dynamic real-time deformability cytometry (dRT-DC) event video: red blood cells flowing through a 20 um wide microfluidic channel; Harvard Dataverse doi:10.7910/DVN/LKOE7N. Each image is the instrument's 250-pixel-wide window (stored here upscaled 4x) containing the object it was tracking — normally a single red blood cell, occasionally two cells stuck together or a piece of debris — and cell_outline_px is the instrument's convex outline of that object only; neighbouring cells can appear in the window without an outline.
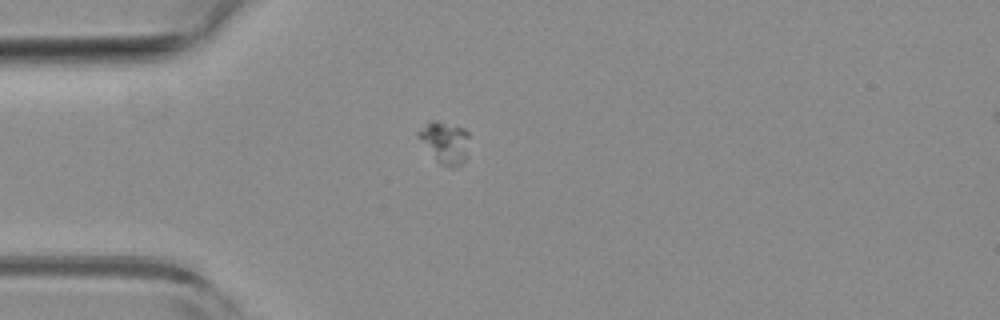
{"species": "common noctule bat (a hibernating species)", "species_latin": "Nyctalus noctula", "temperature_condition": "room temperature", "stored_images_in_passage": 49, "camera_frame_rate_fps": 3000, "um_per_image_px": 0.085, "animal": {"sex": "female", "body_mass_g": 19.3, "forearm_length_mm": 54.1}, "frame": {"image": 1, "passage_image": 7, "time_ms": 2.0, "image_size_px": [1000, 320], "cell_outline_px": [[468, 136], [464, 160], [460, 164], [452, 168], [440, 164], [416, 136], [416, 132], [432, 120], [436, 120], [464, 128], [468, 132]], "centroid_in_image_um": [37.79, 12.08], "position_along_channel_um": 47.2, "area_um2": 12.08}}
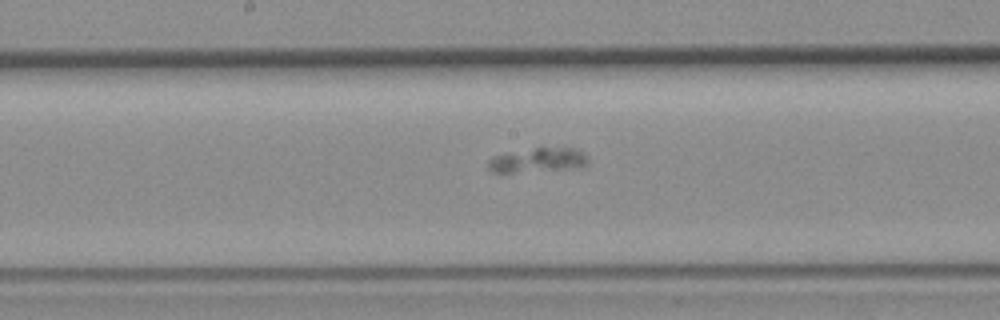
{"frame": {"image": 2, "passage_image": 21, "time_ms": 6.667, "image_size_px": [1000, 320], "cell_outline_px": [[588, 164], [584, 168], [512, 172], [492, 172], [488, 168], [488, 160], [492, 156], [536, 148], [576, 148], [584, 152], [588, 156]], "centroid_in_image_um": [45.8, 13.62], "position_along_channel_um": 202.4, "area_um2": 14.22}}
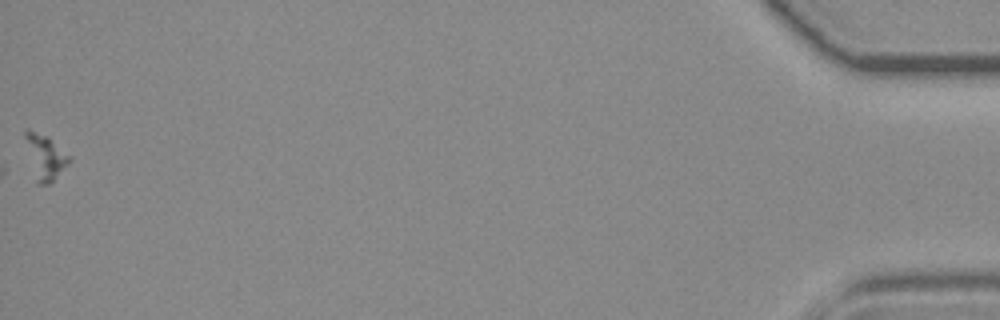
{"frame": {"image": 3, "passage_image": 49, "time_ms": 16.0, "image_size_px": [1000, 320], "cell_outline_px": [[72, 160], [48, 184], [36, 184], [24, 136], [24, 128], [28, 128], [48, 136], [72, 156]], "centroid_in_image_um": [3.84, 13.29], "position_along_channel_um": 431.4, "area_um2": 11.56}}